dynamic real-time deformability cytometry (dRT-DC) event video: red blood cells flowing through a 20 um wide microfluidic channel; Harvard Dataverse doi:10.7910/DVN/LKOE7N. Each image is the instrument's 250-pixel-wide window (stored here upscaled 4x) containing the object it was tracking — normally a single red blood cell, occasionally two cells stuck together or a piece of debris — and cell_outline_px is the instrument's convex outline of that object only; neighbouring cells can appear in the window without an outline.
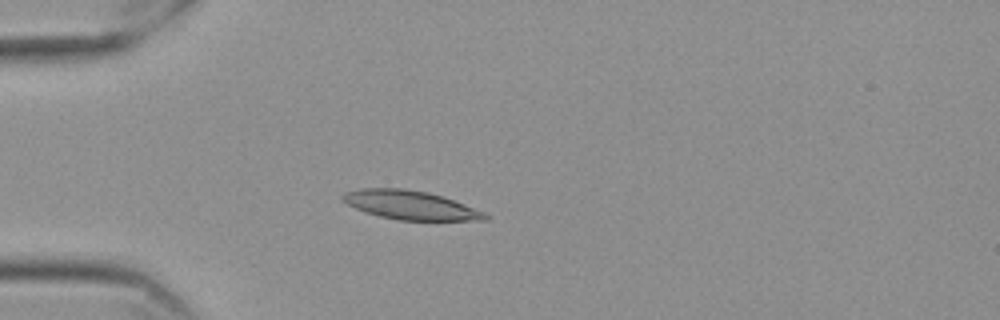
{"species": "Egyptian fruit bat (a non-hibernating species)", "species_latin": "Rousettus aegyptiacus", "temperature_condition": "cold", "stored_images_in_passage": 42, "camera_frame_rate_fps": 3000, "um_per_image_px": 0.085, "frame": {"image": 1, "passage_image": 1, "time_ms": 0.0, "image_size_px": [1000, 320], "cell_outline_px": [[492, 216], [488, 220], [400, 220], [380, 216], [364, 212], [340, 200], [340, 196], [344, 192], [360, 188], [404, 188], [428, 192], [464, 204], [484, 212]], "centroid_in_image_um": [34.85, 17.43], "position_along_channel_um": 50.2, "area_um2": 23.93}}
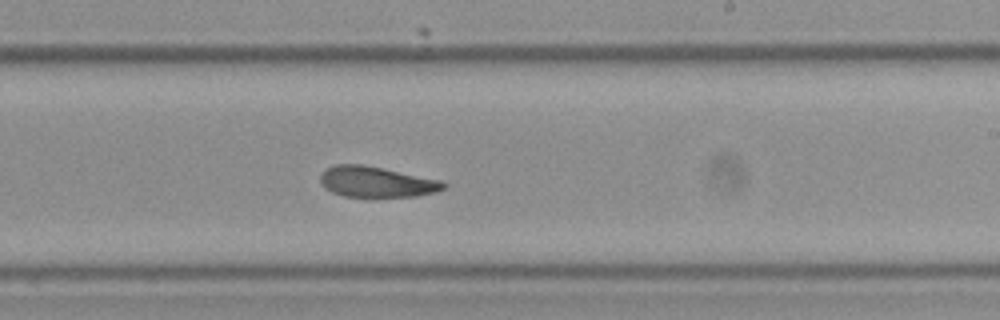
{"frame": {"image": 2, "passage_image": 20, "time_ms": 6.333, "image_size_px": [1000, 320], "cell_outline_px": [[448, 184], [444, 188], [436, 192], [416, 196], [372, 200], [344, 196], [332, 192], [324, 188], [320, 184], [320, 176], [328, 168], [336, 164], [360, 164], [440, 180]], "centroid_in_image_um": [31.98, 15.52], "position_along_channel_um": 257.0, "area_um2": 22.66}}
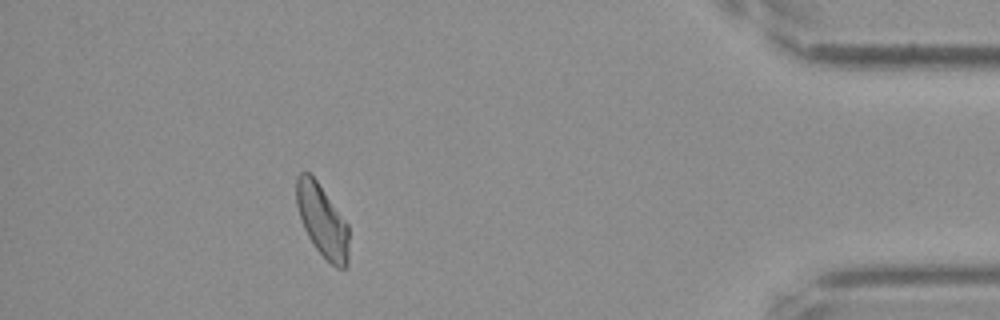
{"frame": {"image": 3, "passage_image": 37, "time_ms": 12.0, "image_size_px": [1000, 320], "cell_outline_px": [[348, 264], [344, 268], [336, 268], [316, 248], [308, 236], [304, 228], [296, 204], [296, 176], [300, 172], [308, 172], [316, 180], [348, 224]], "centroid_in_image_um": [27.38, 18.75], "position_along_channel_um": 407.8, "area_um2": 21.79}, "authors_computed_cell_mechanics": {"area_um2": 22.831, "velocity_mm_per_s": 3.5077, "shape_relaxation_time_tau1_ms": 4.6084, "shape_relaxation_time_tau2_ms": 5.4343, "deformation_change_tau1": 0.1375, "deformation_change_tau2": 0.108}}